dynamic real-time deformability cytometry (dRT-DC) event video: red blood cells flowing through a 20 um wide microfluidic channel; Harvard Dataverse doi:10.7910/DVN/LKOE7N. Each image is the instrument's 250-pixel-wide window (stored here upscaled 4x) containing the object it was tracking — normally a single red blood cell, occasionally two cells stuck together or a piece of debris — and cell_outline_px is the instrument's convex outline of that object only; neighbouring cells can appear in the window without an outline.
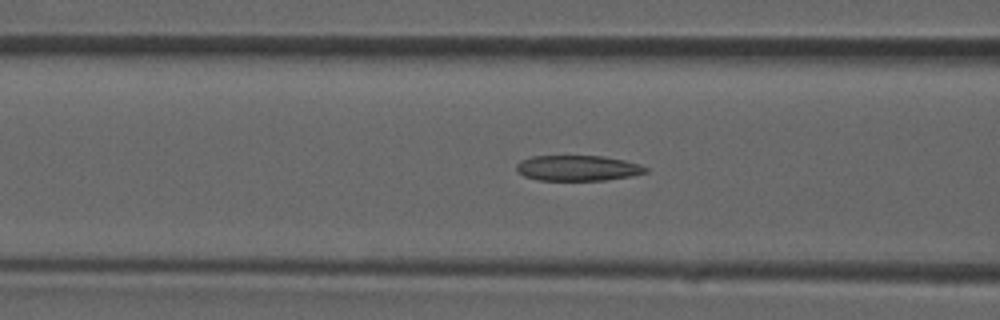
{"species": "common noctule bat (a hibernating species)", "species_latin": "Nyctalus noctula", "temperature_condition": "room temperature", "stored_images_in_passage": 27, "camera_frame_rate_fps": 3000, "um_per_image_px": 0.085, "animal": {"sex": "male", "forearm_length_mm": 52.5}, "frame": {"image": 1, "passage_image": 5, "time_ms": 1.333, "image_size_px": [1000, 320], "cell_outline_px": [[648, 172], [632, 176], [604, 180], [540, 180], [524, 176], [516, 172], [516, 164], [520, 160], [532, 156], [604, 156], [624, 160], [640, 164], [648, 168]], "centroid_in_image_um": [49.1, 14.28], "position_along_channel_um": 117.5, "area_um2": 19.31}}
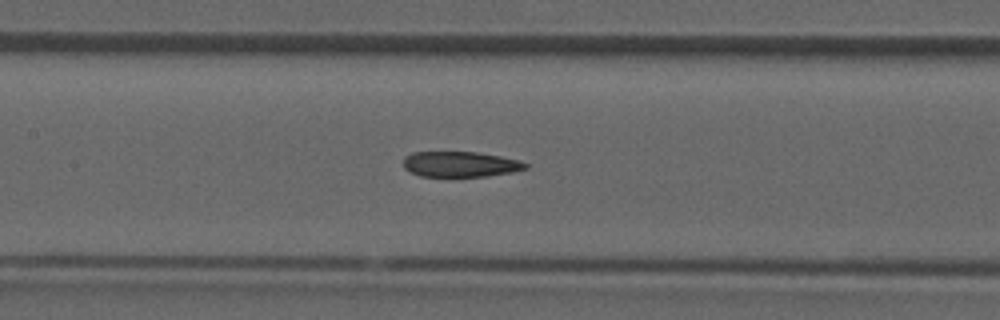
{"frame": {"image": 2, "passage_image": 8, "time_ms": 2.333, "image_size_px": [1000, 320], "cell_outline_px": [[528, 168], [512, 172], [488, 176], [420, 176], [408, 172], [404, 168], [404, 156], [412, 152], [476, 152], [500, 156], [520, 160], [528, 164]], "centroid_in_image_um": [39.11, 13.96], "position_along_channel_um": 168.3, "area_um2": 18.21}}